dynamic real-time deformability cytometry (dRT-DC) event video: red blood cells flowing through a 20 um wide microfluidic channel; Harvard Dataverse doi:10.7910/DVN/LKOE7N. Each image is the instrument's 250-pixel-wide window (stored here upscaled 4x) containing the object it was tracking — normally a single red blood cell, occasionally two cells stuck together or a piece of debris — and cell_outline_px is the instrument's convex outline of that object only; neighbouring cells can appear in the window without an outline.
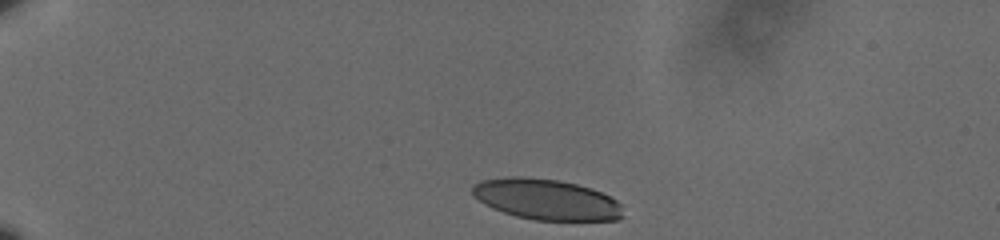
{"species": "human", "species_latin": "Homo sapiens", "temperature_condition": "cold", "stored_images_in_passage": 40, "camera_frame_rate_fps": 3000, "um_per_image_px": 0.085, "donor": {"sex": "male"}, "frame": {"image": 1, "passage_image": 1, "time_ms": 0.0, "image_size_px": [1000, 240], "cell_outline_px": [[624, 216], [620, 220], [536, 220], [516, 216], [492, 208], [484, 204], [472, 196], [472, 184], [480, 180], [508, 176], [520, 176], [560, 180], [592, 188], [616, 200], [620, 204]], "centroid_in_image_um": [46.41, 16.94], "position_along_channel_um": 38.6, "area_um2": 36.01}}
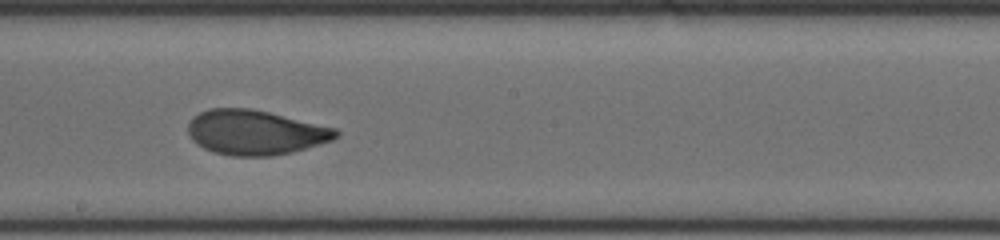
{"frame": {"image": 2, "passage_image": 23, "time_ms": 7.333, "image_size_px": [1000, 240], "cell_outline_px": [[340, 136], [332, 140], [320, 144], [292, 152], [272, 156], [232, 156], [212, 152], [196, 144], [192, 140], [188, 132], [188, 124], [200, 112], [208, 108], [252, 108], [336, 128], [340, 132]], "centroid_in_image_um": [21.71, 11.26], "position_along_channel_um": 226.5, "area_um2": 38.67}}
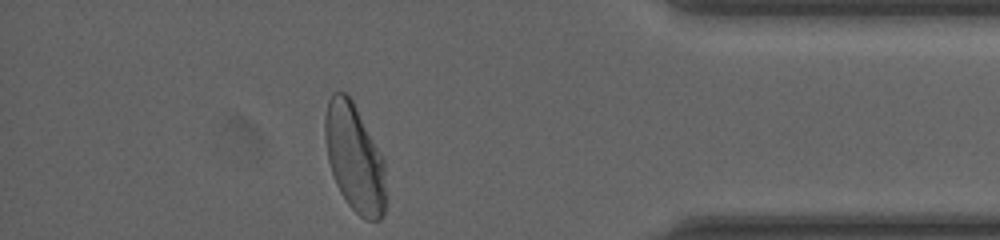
{"frame": {"image": 3, "passage_image": 40, "time_ms": 13.0, "image_size_px": [1000, 240], "cell_outline_px": [[384, 216], [380, 220], [368, 220], [360, 216], [348, 204], [340, 192], [336, 184], [328, 160], [324, 136], [324, 116], [328, 100], [332, 92], [344, 92], [352, 100], [380, 152], [384, 160]], "centroid_in_image_um": [30.1, 13.41], "position_along_channel_um": 405.1, "area_um2": 37.86}, "authors_computed_cell_mechanics": {"area_um2": 38.0902, "velocity_mm_per_s": 3.5875, "shape_relaxation_time_tau1_ms": 3.9417, "shape_relaxation_time_tau2_ms": 0.7819, "deformation_change_tau1": 0.1614, "deformation_change_tau2": 0.0576}}